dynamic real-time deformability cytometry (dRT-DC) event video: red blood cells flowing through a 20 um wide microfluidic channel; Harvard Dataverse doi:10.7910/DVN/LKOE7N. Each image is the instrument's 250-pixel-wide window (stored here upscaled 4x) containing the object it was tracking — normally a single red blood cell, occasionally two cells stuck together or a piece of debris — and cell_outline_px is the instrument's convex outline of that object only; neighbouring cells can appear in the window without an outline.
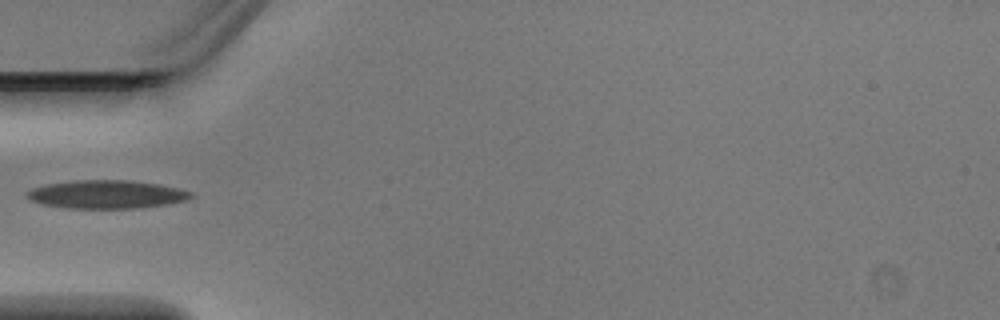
{"species": "Egyptian fruit bat (a non-hibernating species)", "species_latin": "Rousettus aegyptiacus", "temperature_condition": "warm", "stored_images_in_passage": 6, "camera_frame_rate_fps": 3000, "um_per_image_px": 0.085, "animal": {"sex": "male"}, "frame": {"image": 1, "passage_image": 6, "time_ms": 1.667, "image_size_px": [1000, 320], "cell_outline_px": [[196, 196], [188, 200], [168, 204], [140, 208], [68, 208], [44, 204], [32, 200], [24, 196], [32, 188], [48, 184], [76, 180], [128, 180], [156, 184], [176, 188], [192, 192]], "centroid_in_image_um": [9.1, 16.52], "position_along_channel_um": 75.9, "area_um2": 26.88}}